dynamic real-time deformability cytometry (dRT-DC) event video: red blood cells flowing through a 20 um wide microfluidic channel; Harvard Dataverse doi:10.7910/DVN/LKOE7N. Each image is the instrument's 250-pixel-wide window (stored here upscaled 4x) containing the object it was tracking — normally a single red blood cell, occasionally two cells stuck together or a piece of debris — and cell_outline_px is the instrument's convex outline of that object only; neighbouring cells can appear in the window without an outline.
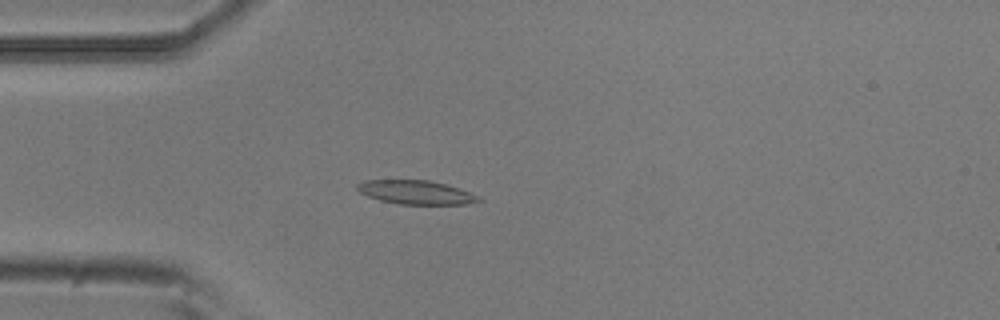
{"species": "common noctule bat (a hibernating species)", "species_latin": "Nyctalus noctula", "temperature_condition": "room temperature", "stored_images_in_passage": 52, "camera_frame_rate_fps": 3000, "um_per_image_px": 0.085, "animal": {"sex": "male", "body_mass_g": 20.5, "forearm_length_mm": 52.5}, "frame": {"image": 1, "passage_image": 14, "time_ms": 4.333, "image_size_px": [1000, 320], "cell_outline_px": [[484, 200], [468, 204], [400, 204], [380, 200], [368, 196], [360, 192], [356, 188], [356, 184], [364, 180], [428, 180], [460, 188], [480, 196]], "centroid_in_image_um": [35.38, 16.35], "position_along_channel_um": 49.6, "area_um2": 16.88}}
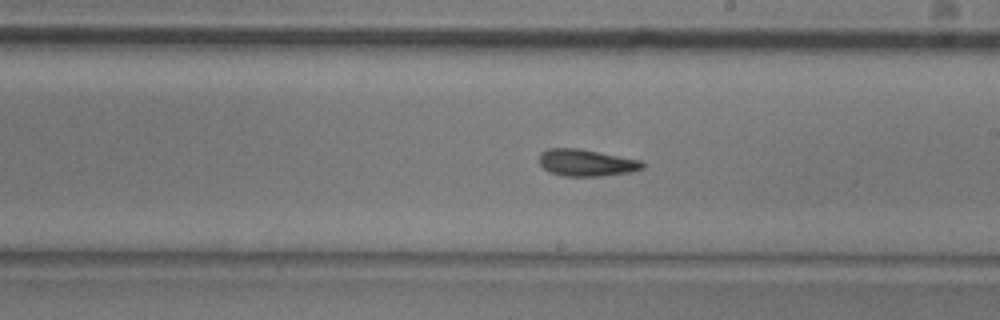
{"frame": {"image": 2, "passage_image": 30, "time_ms": 9.667, "image_size_px": [1000, 320], "cell_outline_px": [[644, 168], [628, 172], [604, 176], [564, 176], [548, 172], [540, 164], [540, 152], [548, 148], [580, 148], [640, 160], [644, 164]], "centroid_in_image_um": [49.81, 13.83], "position_along_channel_um": 239.2, "area_um2": 16.18}}
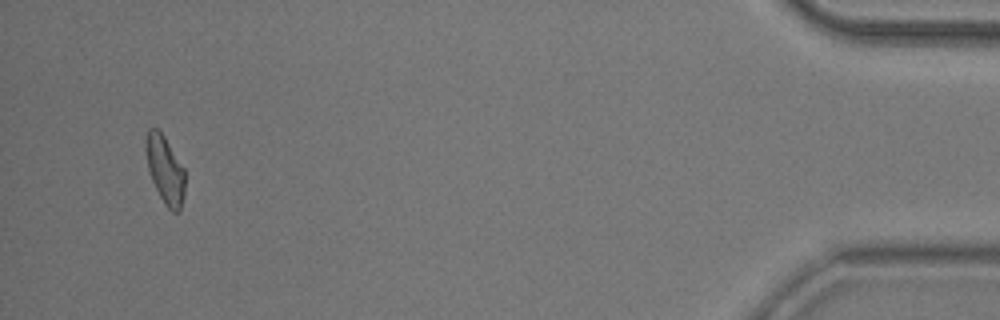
{"frame": {"image": 3, "passage_image": 51, "time_ms": 16.667, "image_size_px": [1000, 320], "cell_outline_px": [[184, 196], [180, 212], [172, 212], [164, 204], [152, 180], [148, 168], [144, 148], [144, 140], [148, 128], [156, 128], [164, 136], [184, 168]], "centroid_in_image_um": [14.01, 14.42], "position_along_channel_um": 421.2, "area_um2": 15.55}}